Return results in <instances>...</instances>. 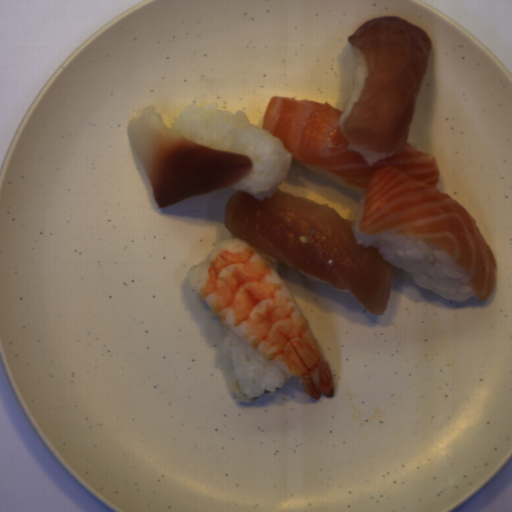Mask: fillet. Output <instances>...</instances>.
Returning a JSON list of instances; mask_svg holds the SVG:
<instances>
[{"mask_svg":"<svg viewBox=\"0 0 512 512\" xmlns=\"http://www.w3.org/2000/svg\"><path fill=\"white\" fill-rule=\"evenodd\" d=\"M367 66L360 96L343 128V111L326 100L271 96L262 129L280 138L291 159L364 189L360 233L400 234L447 252L479 301L496 285L495 256L472 214L437 188L432 153L408 141L433 43L399 16L371 18L347 38Z\"/></svg>","mask_w":512,"mask_h":512,"instance_id":"obj_1","label":"fillet"},{"mask_svg":"<svg viewBox=\"0 0 512 512\" xmlns=\"http://www.w3.org/2000/svg\"><path fill=\"white\" fill-rule=\"evenodd\" d=\"M223 224L242 241L330 287L347 289L371 315L383 317L396 266L378 249L359 245L354 222L331 205L276 189L257 200L237 190L226 202Z\"/></svg>","mask_w":512,"mask_h":512,"instance_id":"obj_2","label":"fillet"},{"mask_svg":"<svg viewBox=\"0 0 512 512\" xmlns=\"http://www.w3.org/2000/svg\"><path fill=\"white\" fill-rule=\"evenodd\" d=\"M127 135L158 209L226 188L254 167L248 154L194 143L175 133L154 107L130 121Z\"/></svg>","mask_w":512,"mask_h":512,"instance_id":"obj_3","label":"fillet"}]
</instances>
